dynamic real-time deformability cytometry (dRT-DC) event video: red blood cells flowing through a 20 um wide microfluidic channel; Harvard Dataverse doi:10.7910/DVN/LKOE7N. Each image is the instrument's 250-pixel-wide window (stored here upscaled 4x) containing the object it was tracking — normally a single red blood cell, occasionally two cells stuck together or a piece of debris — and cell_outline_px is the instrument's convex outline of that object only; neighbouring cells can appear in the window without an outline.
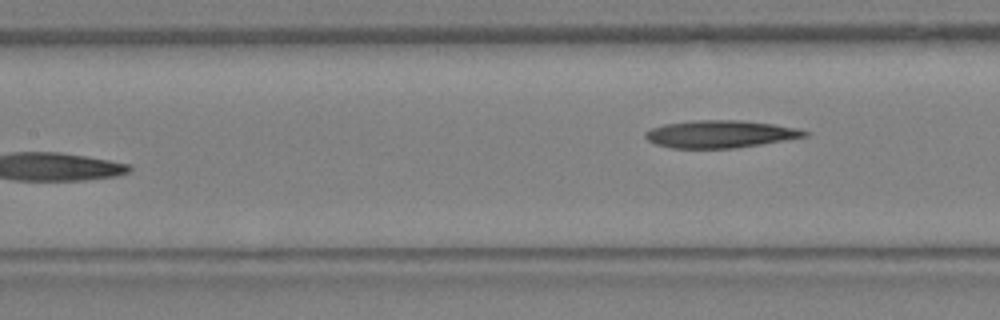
{"species": "Egyptian fruit bat (a non-hibernating species)", "species_latin": "Rousettus aegyptiacus", "temperature_condition": "warm", "stored_images_in_passage": 15, "camera_frame_rate_fps": 3000, "um_per_image_px": 0.085, "animal": {"sex": "female"}, "frame": {"image": 1, "passage_image": 15, "time_ms": 4.667, "image_size_px": [1000, 320], "cell_outline_px": [[812, 132], [808, 136], [736, 148], [672, 148], [656, 144], [648, 140], [644, 136], [644, 132], [652, 128], [664, 124], [696, 120], [740, 120], [772, 124], [800, 128]], "centroid_in_image_um": [61.25, 11.39], "position_along_channel_um": 146.2, "area_um2": 25.49}}